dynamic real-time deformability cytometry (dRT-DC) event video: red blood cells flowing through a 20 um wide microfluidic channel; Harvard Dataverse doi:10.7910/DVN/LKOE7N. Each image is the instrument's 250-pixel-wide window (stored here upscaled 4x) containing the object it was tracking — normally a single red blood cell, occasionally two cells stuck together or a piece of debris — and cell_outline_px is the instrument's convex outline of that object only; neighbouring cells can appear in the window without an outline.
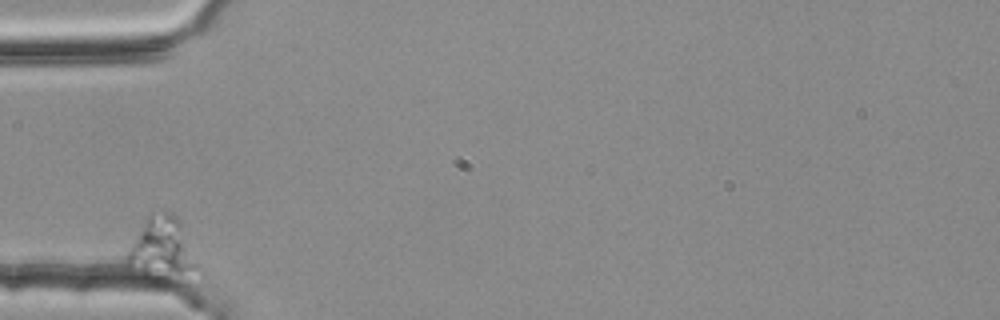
{"species": "common noctule bat (a hibernating species)", "species_latin": "Nyctalus noctula", "temperature_condition": "room temperature", "stored_images_in_passage": 36, "camera_frame_rate_fps": 3000, "um_per_image_px": 0.085, "animal": {"sex": "female", "body_mass_g": 25.1}, "frame": {"image": 1, "passage_image": 1, "time_ms": 0.0, "image_size_px": [1000, 320], "cell_outline_px": [[200, 268], [188, 284], [176, 284], [152, 280], [124, 264], [124, 256], [128, 248], [144, 220], [148, 216], [164, 212], [172, 212], [180, 220], [200, 264]], "centroid_in_image_um": [13.85, 21.31], "position_along_channel_um": 71.2, "area_um2": 27.4}}
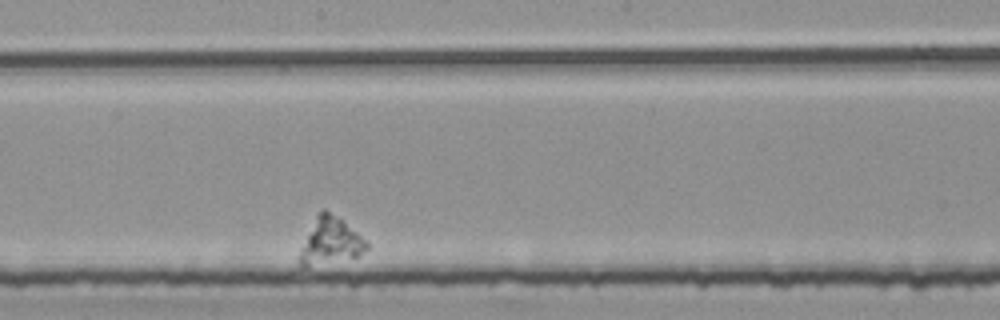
{"frame": {"image": 2, "passage_image": 20, "time_ms": 6.333, "image_size_px": [1000, 320], "cell_outline_px": [[368, 248], [356, 256], [304, 268], [300, 268], [300, 252], [316, 216], [324, 208], [340, 220], [360, 236], [368, 244]], "centroid_in_image_um": [28.05, 20.54], "position_along_channel_um": 220.2, "area_um2": 17.17}}
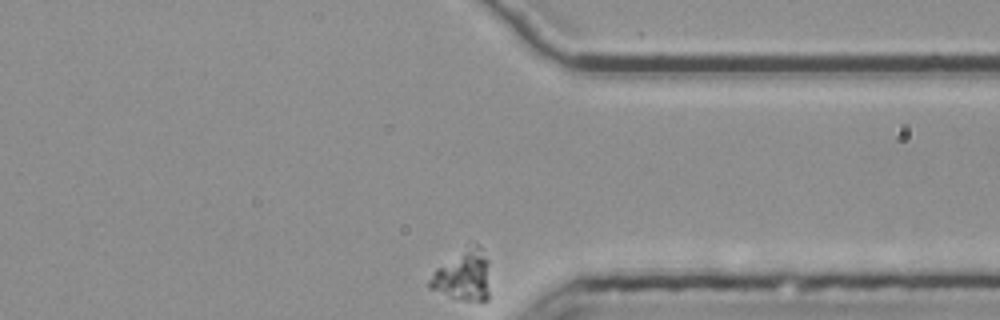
{"frame": {"image": 3, "passage_image": 36, "time_ms": 11.667, "image_size_px": [1000, 320], "cell_outline_px": [[488, 300], [464, 300], [428, 288], [428, 280], [436, 268], [476, 244], [480, 244], [488, 260]], "centroid_in_image_um": [39.38, 23.44], "position_along_channel_um": 372.0, "area_um2": 17.05}}